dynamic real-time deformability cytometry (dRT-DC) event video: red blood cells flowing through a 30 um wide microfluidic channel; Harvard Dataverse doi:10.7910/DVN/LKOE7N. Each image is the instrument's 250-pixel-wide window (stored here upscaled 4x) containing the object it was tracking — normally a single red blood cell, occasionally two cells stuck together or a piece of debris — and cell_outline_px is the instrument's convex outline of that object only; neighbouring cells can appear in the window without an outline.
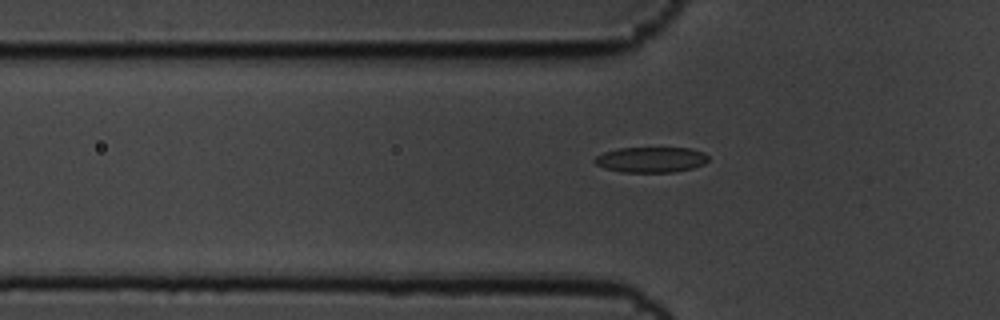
{"species": "common noctule bat (a hibernating species)", "species_latin": "Nyctalus noctula", "temperature_condition": "cold", "stored_images_in_passage": 36, "camera_frame_rate_fps": 3000, "um_per_image_px": 0.085, "animal": {"sex": "male", "body_mass_g": 19.5, "forearm_length_mm": 54.6}, "frame": {"image": 1, "passage_image": 2, "time_ms": 0.333, "image_size_px": [1000, 320], "cell_outline_px": [[708, 160], [704, 164], [692, 168], [672, 172], [620, 172], [604, 168], [596, 164], [592, 160], [596, 156], [604, 152], [620, 148], [692, 148], [704, 152], [708, 156]], "centroid_in_image_um": [55.33, 13.57], "position_along_channel_um": 70.5, "area_um2": 16.94}}
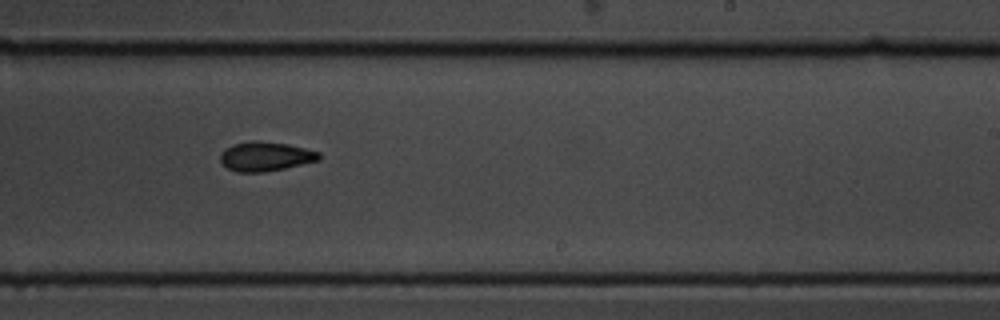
{"frame": {"image": 2, "passage_image": 19, "time_ms": 6.0, "image_size_px": [1000, 320], "cell_outline_px": [[320, 160], [284, 168], [264, 172], [236, 172], [228, 168], [220, 160], [220, 156], [232, 144], [248, 140], [252, 140], [288, 144], [320, 152]], "centroid_in_image_um": [22.58, 13.29], "position_along_channel_um": 266.4, "area_um2": 16.7}}
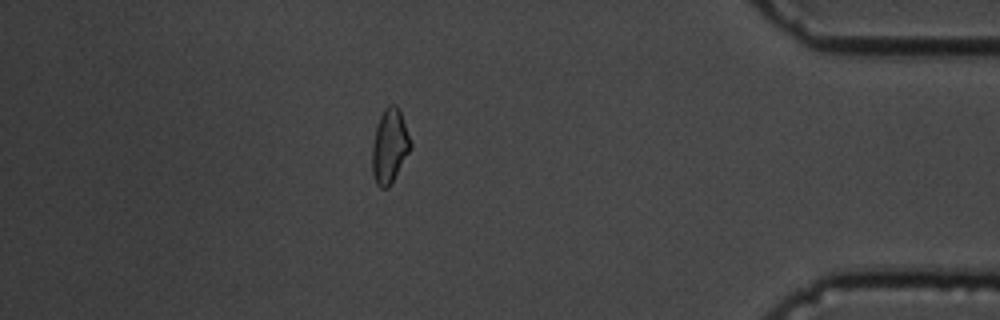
{"frame": {"image": 3, "passage_image": 34, "time_ms": 11.0, "image_size_px": [1000, 320], "cell_outline_px": [[412, 148], [388, 188], [380, 188], [376, 184], [372, 172], [372, 144], [376, 128], [380, 116], [384, 108], [388, 104], [396, 104], [400, 112], [412, 144]], "centroid_in_image_um": [33.11, 12.42], "position_along_channel_um": 402.1, "area_um2": 16.53}}